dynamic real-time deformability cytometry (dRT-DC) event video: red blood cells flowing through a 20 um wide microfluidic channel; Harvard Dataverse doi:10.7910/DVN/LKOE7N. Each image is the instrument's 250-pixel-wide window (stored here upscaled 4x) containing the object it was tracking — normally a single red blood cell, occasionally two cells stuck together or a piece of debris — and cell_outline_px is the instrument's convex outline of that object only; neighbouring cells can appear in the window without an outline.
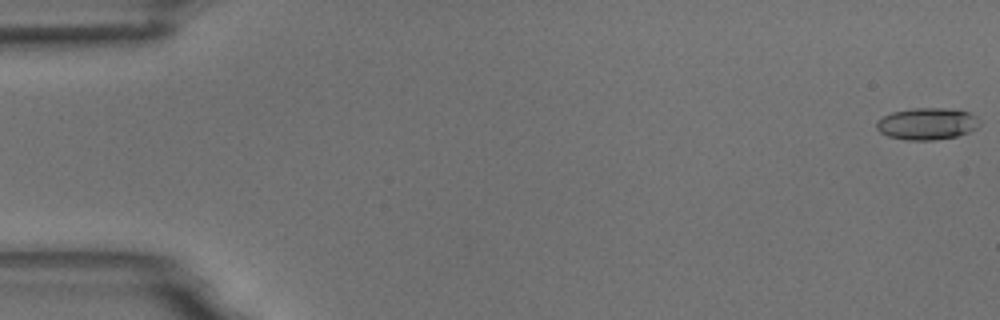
{"species": "common noctule bat (a hibernating species)", "species_latin": "Nyctalus noctula", "temperature_condition": "room temperature", "stored_images_in_passage": 6, "segment_of_instrument_passage": [1, 2], "camera_frame_rate_fps": 3000, "um_per_image_px": 0.085, "animal": {"sex": "male", "body_mass_g": 18.8}, "frame": {"image": 1, "passage_image": 1, "time_ms": 0.0, "image_size_px": [1000, 320], "cell_outline_px": [[980, 124], [976, 128], [968, 132], [956, 136], [936, 140], [904, 140], [888, 136], [880, 132], [876, 128], [876, 120], [892, 112], [912, 108], [944, 108], [968, 112], [976, 116], [980, 120]], "centroid_in_image_um": [78.78, 10.52], "position_along_channel_um": 6.2, "area_um2": 19.19}}
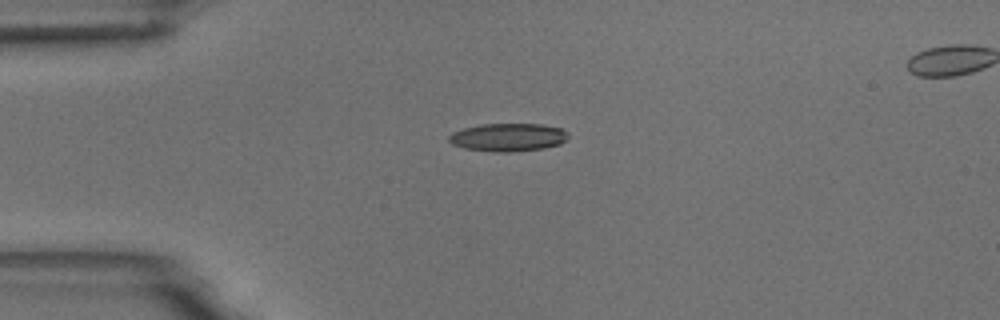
{"frame": {"image": 2, "passage_image": 4, "time_ms": 4.333, "image_size_px": [1000, 320], "cell_outline_px": [[568, 136], [560, 144], [544, 148], [508, 152], [496, 152], [464, 148], [452, 144], [448, 140], [448, 136], [452, 132], [464, 128], [484, 124], [540, 124], [560, 128], [568, 132]], "centroid_in_image_um": [43.17, 11.67], "position_along_channel_um": 41.8, "area_um2": 19.36}}